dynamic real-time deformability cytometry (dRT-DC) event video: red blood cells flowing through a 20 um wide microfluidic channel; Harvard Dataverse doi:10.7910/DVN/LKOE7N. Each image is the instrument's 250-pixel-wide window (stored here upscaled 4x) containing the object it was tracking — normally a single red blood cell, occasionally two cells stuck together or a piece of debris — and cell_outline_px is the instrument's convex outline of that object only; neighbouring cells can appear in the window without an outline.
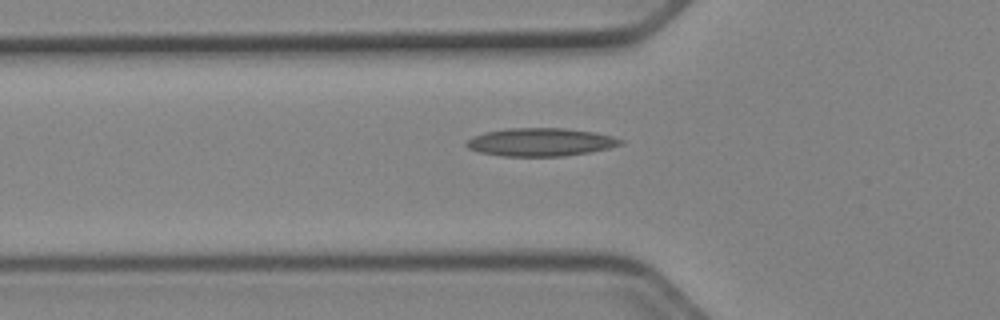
{"species": "Egyptian fruit bat (a non-hibernating species)", "species_latin": "Rousettus aegyptiacus", "temperature_condition": "cold", "stored_images_in_passage": 42, "camera_frame_rate_fps": 3000, "um_per_image_px": 0.085, "animal": {"sex": "female"}, "frame": {"image": 1, "passage_image": 14, "time_ms": 4.333, "image_size_px": [1000, 320], "cell_outline_px": [[624, 144], [608, 148], [588, 152], [560, 156], [504, 156], [480, 152], [468, 148], [464, 144], [472, 136], [484, 132], [508, 128], [564, 128], [592, 132], [612, 136], [624, 140]], "centroid_in_image_um": [45.93, 12.07], "position_along_channel_um": 79.9, "area_um2": 25.09}}
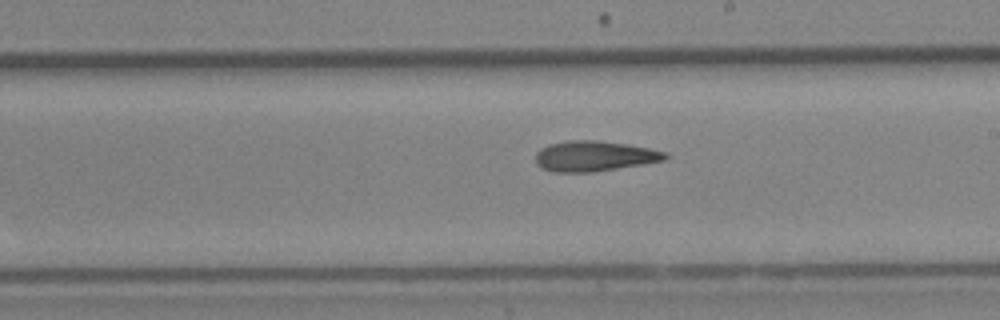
{"frame": {"image": 2, "passage_image": 26, "time_ms": 8.333, "image_size_px": [1000, 320], "cell_outline_px": [[668, 156], [664, 160], [592, 172], [552, 172], [536, 164], [536, 152], [540, 148], [552, 144], [568, 140], [596, 140], [628, 144], [668, 152]], "centroid_in_image_um": [50.5, 13.26], "position_along_channel_um": 238.5, "area_um2": 22.72}}
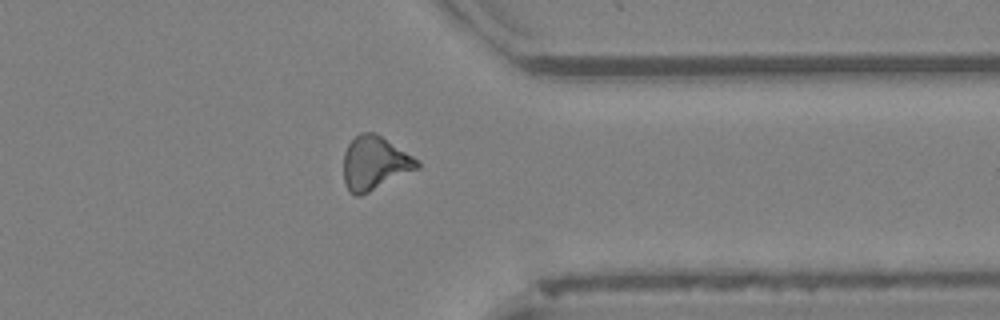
{"frame": {"image": 3, "passage_image": 37, "time_ms": 12.0, "image_size_px": [1000, 320], "cell_outline_px": [[420, 168], [360, 196], [356, 196], [348, 192], [344, 184], [344, 152], [348, 144], [360, 132], [376, 132], [420, 160]], "centroid_in_image_um": [31.85, 13.86], "position_along_channel_um": 379.5, "area_um2": 23.29}}